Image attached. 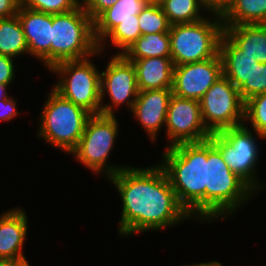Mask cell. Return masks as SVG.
Wrapping results in <instances>:
<instances>
[{
  "mask_svg": "<svg viewBox=\"0 0 266 266\" xmlns=\"http://www.w3.org/2000/svg\"><path fill=\"white\" fill-rule=\"evenodd\" d=\"M157 165L127 166L108 179L123 202L119 235L159 231L192 218L179 203L166 172Z\"/></svg>",
  "mask_w": 266,
  "mask_h": 266,
  "instance_id": "1",
  "label": "cell"
},
{
  "mask_svg": "<svg viewBox=\"0 0 266 266\" xmlns=\"http://www.w3.org/2000/svg\"><path fill=\"white\" fill-rule=\"evenodd\" d=\"M160 163L179 203L191 217L206 221L207 140L166 148Z\"/></svg>",
  "mask_w": 266,
  "mask_h": 266,
  "instance_id": "2",
  "label": "cell"
},
{
  "mask_svg": "<svg viewBox=\"0 0 266 266\" xmlns=\"http://www.w3.org/2000/svg\"><path fill=\"white\" fill-rule=\"evenodd\" d=\"M256 193L223 160L220 151L207 139L206 222L235 214Z\"/></svg>",
  "mask_w": 266,
  "mask_h": 266,
  "instance_id": "3",
  "label": "cell"
},
{
  "mask_svg": "<svg viewBox=\"0 0 266 266\" xmlns=\"http://www.w3.org/2000/svg\"><path fill=\"white\" fill-rule=\"evenodd\" d=\"M99 53L93 20L83 5L52 14L51 68L62 61L94 57Z\"/></svg>",
  "mask_w": 266,
  "mask_h": 266,
  "instance_id": "4",
  "label": "cell"
},
{
  "mask_svg": "<svg viewBox=\"0 0 266 266\" xmlns=\"http://www.w3.org/2000/svg\"><path fill=\"white\" fill-rule=\"evenodd\" d=\"M48 94L40 113L38 137L64 153H71L78 145L92 114L63 98L54 89Z\"/></svg>",
  "mask_w": 266,
  "mask_h": 266,
  "instance_id": "5",
  "label": "cell"
},
{
  "mask_svg": "<svg viewBox=\"0 0 266 266\" xmlns=\"http://www.w3.org/2000/svg\"><path fill=\"white\" fill-rule=\"evenodd\" d=\"M223 33L224 27L219 16L212 21L205 17L192 23L171 25L169 36L174 66L214 58L219 53Z\"/></svg>",
  "mask_w": 266,
  "mask_h": 266,
  "instance_id": "6",
  "label": "cell"
},
{
  "mask_svg": "<svg viewBox=\"0 0 266 266\" xmlns=\"http://www.w3.org/2000/svg\"><path fill=\"white\" fill-rule=\"evenodd\" d=\"M96 69L90 57L57 63L50 69L60 77L53 89L92 115H99L101 114V72Z\"/></svg>",
  "mask_w": 266,
  "mask_h": 266,
  "instance_id": "7",
  "label": "cell"
},
{
  "mask_svg": "<svg viewBox=\"0 0 266 266\" xmlns=\"http://www.w3.org/2000/svg\"><path fill=\"white\" fill-rule=\"evenodd\" d=\"M115 115H92L85 126L83 135L72 155L92 172L112 177L126 166H113L108 156L113 150L118 134L119 123Z\"/></svg>",
  "mask_w": 266,
  "mask_h": 266,
  "instance_id": "8",
  "label": "cell"
},
{
  "mask_svg": "<svg viewBox=\"0 0 266 266\" xmlns=\"http://www.w3.org/2000/svg\"><path fill=\"white\" fill-rule=\"evenodd\" d=\"M253 134L244 123L237 127L226 128L217 133H212L209 139L220 151L230 170L257 194L256 191L264 186L260 185L256 176V165L259 157V148L257 146L259 144L255 141L256 138Z\"/></svg>",
  "mask_w": 266,
  "mask_h": 266,
  "instance_id": "9",
  "label": "cell"
},
{
  "mask_svg": "<svg viewBox=\"0 0 266 266\" xmlns=\"http://www.w3.org/2000/svg\"><path fill=\"white\" fill-rule=\"evenodd\" d=\"M203 122L211 133L244 124L245 102L224 75L199 100Z\"/></svg>",
  "mask_w": 266,
  "mask_h": 266,
  "instance_id": "10",
  "label": "cell"
},
{
  "mask_svg": "<svg viewBox=\"0 0 266 266\" xmlns=\"http://www.w3.org/2000/svg\"><path fill=\"white\" fill-rule=\"evenodd\" d=\"M105 69L101 72L100 82L101 115L113 116L114 108L125 103L131 111L139 93L133 63L123 54H113ZM106 95L112 104H103Z\"/></svg>",
  "mask_w": 266,
  "mask_h": 266,
  "instance_id": "11",
  "label": "cell"
},
{
  "mask_svg": "<svg viewBox=\"0 0 266 266\" xmlns=\"http://www.w3.org/2000/svg\"><path fill=\"white\" fill-rule=\"evenodd\" d=\"M165 127L170 142L167 148L181 143L204 141L212 135L203 122L200 102L174 94L170 98Z\"/></svg>",
  "mask_w": 266,
  "mask_h": 266,
  "instance_id": "12",
  "label": "cell"
},
{
  "mask_svg": "<svg viewBox=\"0 0 266 266\" xmlns=\"http://www.w3.org/2000/svg\"><path fill=\"white\" fill-rule=\"evenodd\" d=\"M223 76L219 53L214 58L174 66L172 93L181 98L200 100Z\"/></svg>",
  "mask_w": 266,
  "mask_h": 266,
  "instance_id": "13",
  "label": "cell"
},
{
  "mask_svg": "<svg viewBox=\"0 0 266 266\" xmlns=\"http://www.w3.org/2000/svg\"><path fill=\"white\" fill-rule=\"evenodd\" d=\"M17 16L25 34L29 54L38 58L50 70L52 14L19 6Z\"/></svg>",
  "mask_w": 266,
  "mask_h": 266,
  "instance_id": "14",
  "label": "cell"
},
{
  "mask_svg": "<svg viewBox=\"0 0 266 266\" xmlns=\"http://www.w3.org/2000/svg\"><path fill=\"white\" fill-rule=\"evenodd\" d=\"M172 88L139 91L131 111L154 142L166 123Z\"/></svg>",
  "mask_w": 266,
  "mask_h": 266,
  "instance_id": "15",
  "label": "cell"
},
{
  "mask_svg": "<svg viewBox=\"0 0 266 266\" xmlns=\"http://www.w3.org/2000/svg\"><path fill=\"white\" fill-rule=\"evenodd\" d=\"M28 216L22 208H14L0 216V258L27 260L23 245L27 236Z\"/></svg>",
  "mask_w": 266,
  "mask_h": 266,
  "instance_id": "16",
  "label": "cell"
},
{
  "mask_svg": "<svg viewBox=\"0 0 266 266\" xmlns=\"http://www.w3.org/2000/svg\"><path fill=\"white\" fill-rule=\"evenodd\" d=\"M136 72L139 91L172 88L174 64L171 57L129 60Z\"/></svg>",
  "mask_w": 266,
  "mask_h": 266,
  "instance_id": "17",
  "label": "cell"
},
{
  "mask_svg": "<svg viewBox=\"0 0 266 266\" xmlns=\"http://www.w3.org/2000/svg\"><path fill=\"white\" fill-rule=\"evenodd\" d=\"M224 35L245 55L266 63V24L223 26Z\"/></svg>",
  "mask_w": 266,
  "mask_h": 266,
  "instance_id": "18",
  "label": "cell"
},
{
  "mask_svg": "<svg viewBox=\"0 0 266 266\" xmlns=\"http://www.w3.org/2000/svg\"><path fill=\"white\" fill-rule=\"evenodd\" d=\"M219 55L222 61L223 75L237 89L249 79L253 68L259 63L255 58L245 55L224 34L219 42Z\"/></svg>",
  "mask_w": 266,
  "mask_h": 266,
  "instance_id": "19",
  "label": "cell"
},
{
  "mask_svg": "<svg viewBox=\"0 0 266 266\" xmlns=\"http://www.w3.org/2000/svg\"><path fill=\"white\" fill-rule=\"evenodd\" d=\"M145 0H118L94 21V38L99 44L122 21L135 19L146 5Z\"/></svg>",
  "mask_w": 266,
  "mask_h": 266,
  "instance_id": "20",
  "label": "cell"
},
{
  "mask_svg": "<svg viewBox=\"0 0 266 266\" xmlns=\"http://www.w3.org/2000/svg\"><path fill=\"white\" fill-rule=\"evenodd\" d=\"M221 21L223 26L266 24V0H233Z\"/></svg>",
  "mask_w": 266,
  "mask_h": 266,
  "instance_id": "21",
  "label": "cell"
},
{
  "mask_svg": "<svg viewBox=\"0 0 266 266\" xmlns=\"http://www.w3.org/2000/svg\"><path fill=\"white\" fill-rule=\"evenodd\" d=\"M123 55L128 60L171 57L169 32L141 35Z\"/></svg>",
  "mask_w": 266,
  "mask_h": 266,
  "instance_id": "22",
  "label": "cell"
},
{
  "mask_svg": "<svg viewBox=\"0 0 266 266\" xmlns=\"http://www.w3.org/2000/svg\"><path fill=\"white\" fill-rule=\"evenodd\" d=\"M25 53L28 45L18 16L0 19V55L17 58Z\"/></svg>",
  "mask_w": 266,
  "mask_h": 266,
  "instance_id": "23",
  "label": "cell"
},
{
  "mask_svg": "<svg viewBox=\"0 0 266 266\" xmlns=\"http://www.w3.org/2000/svg\"><path fill=\"white\" fill-rule=\"evenodd\" d=\"M160 6L171 25L205 18L200 14L201 9L204 11L200 0H165Z\"/></svg>",
  "mask_w": 266,
  "mask_h": 266,
  "instance_id": "24",
  "label": "cell"
},
{
  "mask_svg": "<svg viewBox=\"0 0 266 266\" xmlns=\"http://www.w3.org/2000/svg\"><path fill=\"white\" fill-rule=\"evenodd\" d=\"M141 36V31L138 23V15L135 19H127L119 23L107 36L98 44V50L102 53L104 50L105 42L108 37L110 43L115 48L117 47L119 53L124 54L126 50ZM121 51V52H120Z\"/></svg>",
  "mask_w": 266,
  "mask_h": 266,
  "instance_id": "25",
  "label": "cell"
},
{
  "mask_svg": "<svg viewBox=\"0 0 266 266\" xmlns=\"http://www.w3.org/2000/svg\"><path fill=\"white\" fill-rule=\"evenodd\" d=\"M248 120L255 134L266 138V93L255 95L245 101L244 122Z\"/></svg>",
  "mask_w": 266,
  "mask_h": 266,
  "instance_id": "26",
  "label": "cell"
},
{
  "mask_svg": "<svg viewBox=\"0 0 266 266\" xmlns=\"http://www.w3.org/2000/svg\"><path fill=\"white\" fill-rule=\"evenodd\" d=\"M141 35L169 32L171 24L162 11L161 6L146 4L138 14Z\"/></svg>",
  "mask_w": 266,
  "mask_h": 266,
  "instance_id": "27",
  "label": "cell"
},
{
  "mask_svg": "<svg viewBox=\"0 0 266 266\" xmlns=\"http://www.w3.org/2000/svg\"><path fill=\"white\" fill-rule=\"evenodd\" d=\"M238 90L244 102L255 95L266 93V63H257L249 79Z\"/></svg>",
  "mask_w": 266,
  "mask_h": 266,
  "instance_id": "28",
  "label": "cell"
},
{
  "mask_svg": "<svg viewBox=\"0 0 266 266\" xmlns=\"http://www.w3.org/2000/svg\"><path fill=\"white\" fill-rule=\"evenodd\" d=\"M20 6L39 12L58 14L71 11L79 4L75 0H20Z\"/></svg>",
  "mask_w": 266,
  "mask_h": 266,
  "instance_id": "29",
  "label": "cell"
},
{
  "mask_svg": "<svg viewBox=\"0 0 266 266\" xmlns=\"http://www.w3.org/2000/svg\"><path fill=\"white\" fill-rule=\"evenodd\" d=\"M15 58L6 55H0V83L11 84L15 77Z\"/></svg>",
  "mask_w": 266,
  "mask_h": 266,
  "instance_id": "30",
  "label": "cell"
},
{
  "mask_svg": "<svg viewBox=\"0 0 266 266\" xmlns=\"http://www.w3.org/2000/svg\"><path fill=\"white\" fill-rule=\"evenodd\" d=\"M204 11L211 13V17H222L232 5L233 0H200Z\"/></svg>",
  "mask_w": 266,
  "mask_h": 266,
  "instance_id": "31",
  "label": "cell"
},
{
  "mask_svg": "<svg viewBox=\"0 0 266 266\" xmlns=\"http://www.w3.org/2000/svg\"><path fill=\"white\" fill-rule=\"evenodd\" d=\"M117 1L118 0H87L83 7L94 21L103 11L113 6Z\"/></svg>",
  "mask_w": 266,
  "mask_h": 266,
  "instance_id": "32",
  "label": "cell"
},
{
  "mask_svg": "<svg viewBox=\"0 0 266 266\" xmlns=\"http://www.w3.org/2000/svg\"><path fill=\"white\" fill-rule=\"evenodd\" d=\"M16 102L17 100L11 97L0 100V121H10L18 116L19 112L16 108Z\"/></svg>",
  "mask_w": 266,
  "mask_h": 266,
  "instance_id": "33",
  "label": "cell"
},
{
  "mask_svg": "<svg viewBox=\"0 0 266 266\" xmlns=\"http://www.w3.org/2000/svg\"><path fill=\"white\" fill-rule=\"evenodd\" d=\"M20 0H0V19L17 15Z\"/></svg>",
  "mask_w": 266,
  "mask_h": 266,
  "instance_id": "34",
  "label": "cell"
},
{
  "mask_svg": "<svg viewBox=\"0 0 266 266\" xmlns=\"http://www.w3.org/2000/svg\"><path fill=\"white\" fill-rule=\"evenodd\" d=\"M25 260L0 258V266H20Z\"/></svg>",
  "mask_w": 266,
  "mask_h": 266,
  "instance_id": "35",
  "label": "cell"
},
{
  "mask_svg": "<svg viewBox=\"0 0 266 266\" xmlns=\"http://www.w3.org/2000/svg\"><path fill=\"white\" fill-rule=\"evenodd\" d=\"M10 84H1L0 83V100L7 99L10 96L7 94V89Z\"/></svg>",
  "mask_w": 266,
  "mask_h": 266,
  "instance_id": "36",
  "label": "cell"
},
{
  "mask_svg": "<svg viewBox=\"0 0 266 266\" xmlns=\"http://www.w3.org/2000/svg\"><path fill=\"white\" fill-rule=\"evenodd\" d=\"M184 266H220V263L218 261H209V262H205V263H197V264H193V265H184Z\"/></svg>",
  "mask_w": 266,
  "mask_h": 266,
  "instance_id": "37",
  "label": "cell"
},
{
  "mask_svg": "<svg viewBox=\"0 0 266 266\" xmlns=\"http://www.w3.org/2000/svg\"><path fill=\"white\" fill-rule=\"evenodd\" d=\"M147 4L160 6L165 0H145Z\"/></svg>",
  "mask_w": 266,
  "mask_h": 266,
  "instance_id": "38",
  "label": "cell"
},
{
  "mask_svg": "<svg viewBox=\"0 0 266 266\" xmlns=\"http://www.w3.org/2000/svg\"><path fill=\"white\" fill-rule=\"evenodd\" d=\"M79 5H84L87 0H75ZM81 2V3H80Z\"/></svg>",
  "mask_w": 266,
  "mask_h": 266,
  "instance_id": "39",
  "label": "cell"
},
{
  "mask_svg": "<svg viewBox=\"0 0 266 266\" xmlns=\"http://www.w3.org/2000/svg\"><path fill=\"white\" fill-rule=\"evenodd\" d=\"M20 266H30V264L27 260H25Z\"/></svg>",
  "mask_w": 266,
  "mask_h": 266,
  "instance_id": "40",
  "label": "cell"
}]
</instances>
